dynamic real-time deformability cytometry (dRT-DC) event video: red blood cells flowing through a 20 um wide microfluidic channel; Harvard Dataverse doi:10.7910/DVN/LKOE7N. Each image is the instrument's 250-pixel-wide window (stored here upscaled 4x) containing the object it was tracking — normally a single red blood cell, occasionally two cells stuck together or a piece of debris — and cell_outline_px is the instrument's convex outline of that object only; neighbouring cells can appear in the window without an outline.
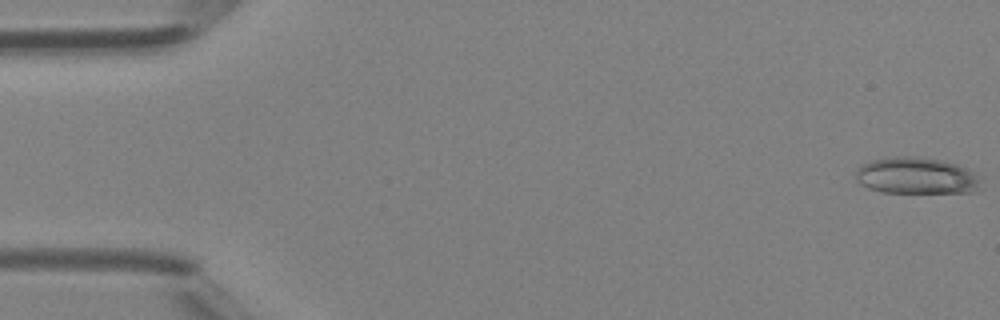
{"species": "Egyptian fruit bat (a non-hibernating species)", "species_latin": "Rousettus aegyptiacus", "temperature_condition": "room temperature", "stored_images_in_passage": 46, "camera_frame_rate_fps": 3000, "um_per_image_px": 0.085, "animal": {"sex": "female"}, "frame": {"image": 1, "passage_image": 1, "time_ms": 0.0, "image_size_px": [1000, 320], "cell_outline_px": [[984, 188], [972, 192], [880, 192], [868, 188], [860, 184], [856, 180], [856, 172], [864, 164], [872, 160], [892, 156], [912, 156], [944, 160], [956, 164], [972, 172]], "centroid_in_image_um": [77.88, 14.94], "position_along_channel_um": 7.1, "area_um2": 26.53}}
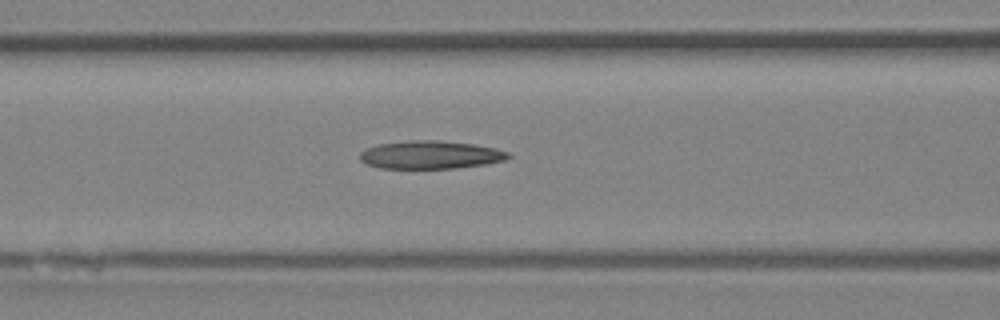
{"frame": {"image": 2, "passage_image": 20, "time_ms": 6.333, "image_size_px": [1000, 320], "cell_outline_px": [[512, 156], [508, 160], [484, 164], [456, 168], [380, 168], [368, 164], [360, 160], [360, 152], [376, 144], [412, 140], [436, 140], [472, 144], [496, 148], [508, 152]], "centroid_in_image_um": [36.61, 13.16], "position_along_channel_um": 130.0, "area_um2": 24.22}}
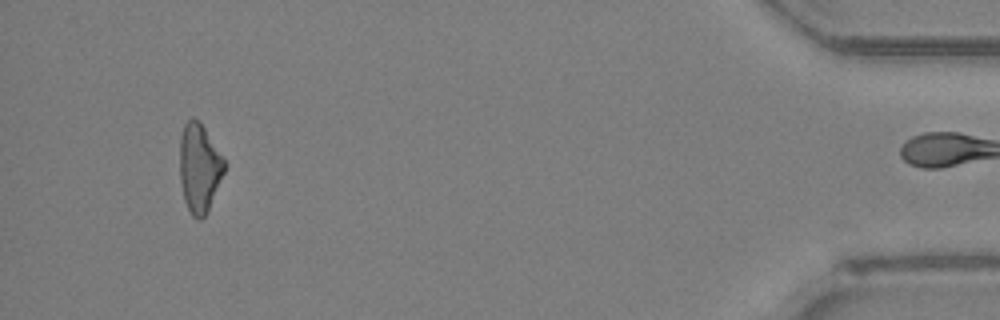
{"frame": {"image": 3, "passage_image": 45, "time_ms": 14.667, "image_size_px": [1000, 320], "cell_outline_px": [[224, 172], [208, 212], [200, 220], [196, 220], [192, 216], [184, 200], [180, 184], [180, 136], [184, 124], [192, 116], [200, 120], [224, 156]], "centroid_in_image_um": [16.94, 14.25], "position_along_channel_um": 418.3, "area_um2": 23.47}}